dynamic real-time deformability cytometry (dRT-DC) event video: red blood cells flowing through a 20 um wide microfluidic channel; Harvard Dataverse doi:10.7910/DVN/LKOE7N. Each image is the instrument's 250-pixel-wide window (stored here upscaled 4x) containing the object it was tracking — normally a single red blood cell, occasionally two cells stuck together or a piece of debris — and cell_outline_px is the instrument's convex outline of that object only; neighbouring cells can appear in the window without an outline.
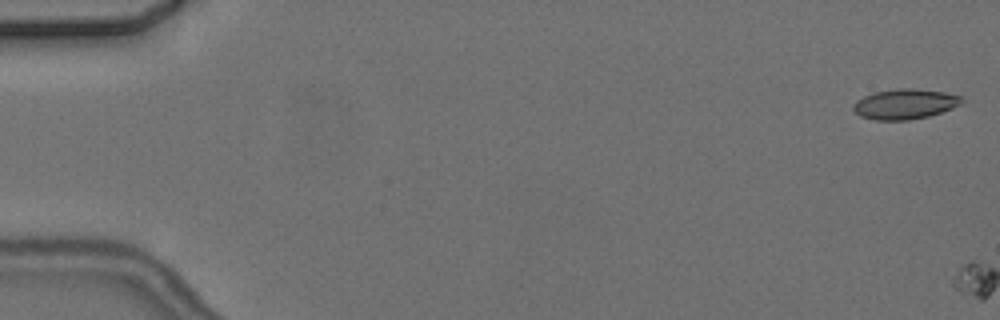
{"species": "common noctule bat (a hibernating species)", "species_latin": "Nyctalus noctula", "temperature_condition": "cold", "stored_images_in_passage": 2, "camera_frame_rate_fps": 3000, "um_per_image_px": 0.085, "animal": {"sex": "female", "body_mass_g": 24.6, "forearm_length_mm": 56.2}, "frame": {"image": 1, "passage_image": 1, "time_ms": 0.0, "image_size_px": [1000, 320], "cell_outline_px": [[964, 100], [960, 104], [952, 108], [928, 116], [908, 120], [876, 120], [860, 116], [852, 108], [852, 104], [856, 100], [864, 96], [876, 92], [900, 88], [912, 88], [944, 92], [964, 96]], "centroid_in_image_um": [76.92, 8.84], "position_along_channel_um": 8.1, "area_um2": 19.02}}